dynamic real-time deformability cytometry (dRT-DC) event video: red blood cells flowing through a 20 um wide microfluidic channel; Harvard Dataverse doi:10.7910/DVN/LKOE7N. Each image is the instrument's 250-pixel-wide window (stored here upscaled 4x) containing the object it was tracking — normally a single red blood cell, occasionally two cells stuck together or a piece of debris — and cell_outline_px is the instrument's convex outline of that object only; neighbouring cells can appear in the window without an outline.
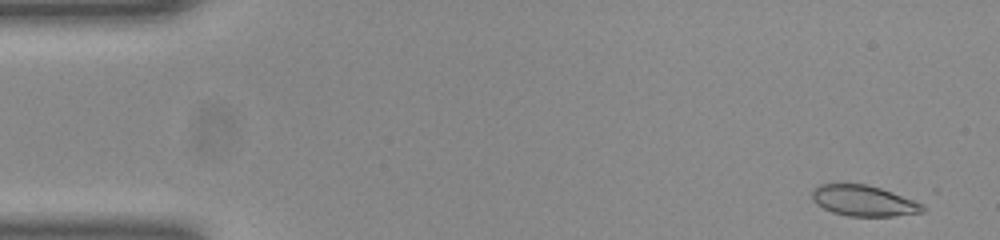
{"species": "common noctule bat (a hibernating species)", "species_latin": "Nyctalus noctula", "temperature_condition": "room temperature", "stored_images_in_passage": 51, "camera_frame_rate_fps": 3000, "um_per_image_px": 0.085, "animal": {"sex": "female", "body_mass_g": 23.0, "forearm_length_mm": 53.4}, "frame": {"image": 1, "passage_image": 2, "time_ms": 0.333, "image_size_px": [1000, 240], "cell_outline_px": [[928, 208], [924, 212], [892, 216], [848, 216], [832, 212], [816, 204], [812, 200], [812, 188], [820, 184], [868, 184], [928, 200]], "centroid_in_image_um": [73.62, 17.05], "position_along_channel_um": 11.4, "area_um2": 21.04}}
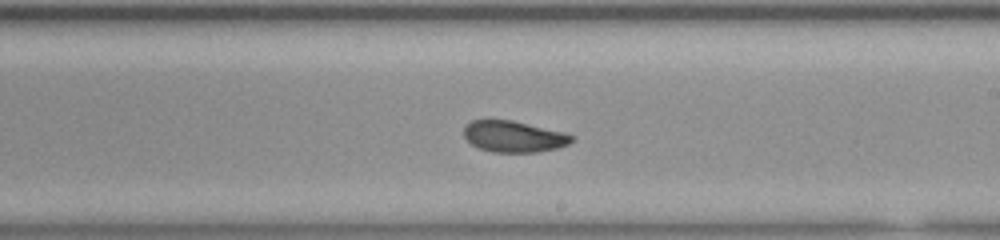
{"frame": {"image": 2, "passage_image": 29, "time_ms": 9.333, "image_size_px": [1000, 240], "cell_outline_px": [[572, 140], [568, 144], [556, 148], [536, 152], [492, 152], [480, 148], [472, 144], [464, 136], [464, 128], [472, 120], [512, 120], [564, 132], [572, 136]], "centroid_in_image_um": [43.66, 11.6], "position_along_channel_um": 245.3, "area_um2": 19.36}}
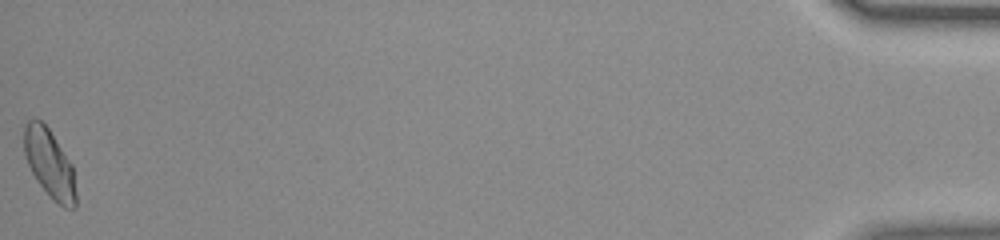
{"frame": {"image": 3, "passage_image": 51, "time_ms": 16.667, "image_size_px": [1000, 240], "cell_outline_px": [[76, 208], [64, 208], [52, 200], [36, 180], [28, 164], [24, 152], [24, 124], [28, 120], [36, 116], [48, 128], [72, 164], [76, 192]], "centroid_in_image_um": [4.2, 13.91], "position_along_channel_um": 431.0, "area_um2": 20.81}, "authors_computed_cell_mechanics": {"area_um2": 20.4612, "velocity_mm_per_s": 3.9367, "shape_relaxation_time_tau1_ms": 8.004, "shape_relaxation_time_tau2_ms": 2.1872, "deformation_change_tau1": 0.1735, "deformation_change_tau2": 0.0657}}